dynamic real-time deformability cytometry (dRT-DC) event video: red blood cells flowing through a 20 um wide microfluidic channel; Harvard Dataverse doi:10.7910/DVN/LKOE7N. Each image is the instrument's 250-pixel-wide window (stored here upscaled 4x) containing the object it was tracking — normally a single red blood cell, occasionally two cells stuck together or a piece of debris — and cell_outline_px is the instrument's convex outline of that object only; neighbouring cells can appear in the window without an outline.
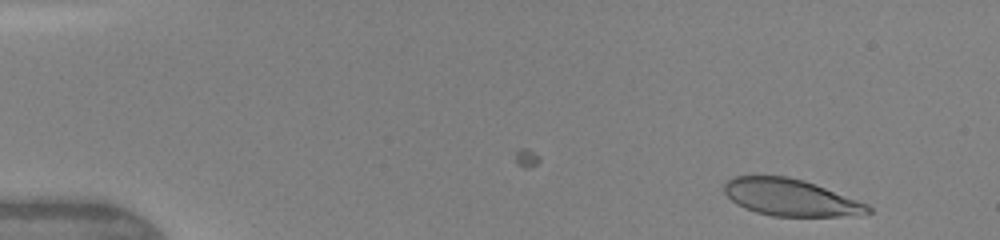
{"species": "human", "species_latin": "Homo sapiens", "temperature_condition": "warm", "stored_images_in_passage": 2, "camera_frame_rate_fps": 3000, "um_per_image_px": 0.085, "donor": {"sex": "female"}, "frame": {"image": 1, "passage_image": 2, "time_ms": 1.0, "image_size_px": [1000, 240], "cell_outline_px": [[872, 212], [860, 216], [772, 216], [756, 212], [744, 208], [736, 204], [724, 192], [724, 184], [732, 176], [788, 176], [804, 180], [868, 204], [872, 208]], "centroid_in_image_um": [67.22, 16.79], "position_along_channel_um": 17.8, "area_um2": 30.98}}